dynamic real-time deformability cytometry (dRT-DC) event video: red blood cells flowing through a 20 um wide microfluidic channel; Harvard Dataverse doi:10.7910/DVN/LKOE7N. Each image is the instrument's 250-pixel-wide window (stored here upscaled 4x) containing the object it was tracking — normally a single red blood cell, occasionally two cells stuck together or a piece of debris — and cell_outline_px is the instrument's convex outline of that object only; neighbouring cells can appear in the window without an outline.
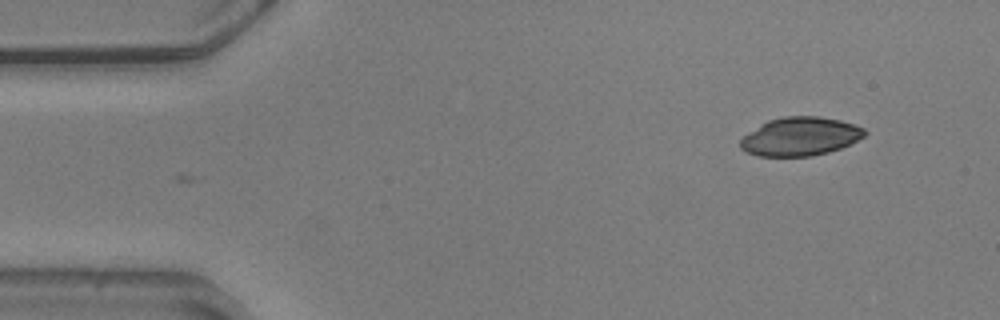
{"species": "common noctule bat (a hibernating species)", "species_latin": "Nyctalus noctula", "temperature_condition": "warm", "stored_images_in_passage": 2, "camera_frame_rate_fps": 3000, "um_per_image_px": 0.085, "animal": {"sex": "male", "body_mass_g": 20.5, "forearm_length_mm": 52.5}, "frame": {"image": 1, "passage_image": 1, "time_ms": 0.0, "image_size_px": [1000, 320], "cell_outline_px": [[868, 132], [864, 136], [840, 148], [828, 152], [812, 156], [760, 156], [748, 152], [740, 148], [740, 140], [744, 136], [760, 124], [768, 120], [784, 116], [820, 116], [840, 120], [864, 128]], "centroid_in_image_um": [68.01, 11.59], "position_along_channel_um": 17.0, "area_um2": 27.74}}